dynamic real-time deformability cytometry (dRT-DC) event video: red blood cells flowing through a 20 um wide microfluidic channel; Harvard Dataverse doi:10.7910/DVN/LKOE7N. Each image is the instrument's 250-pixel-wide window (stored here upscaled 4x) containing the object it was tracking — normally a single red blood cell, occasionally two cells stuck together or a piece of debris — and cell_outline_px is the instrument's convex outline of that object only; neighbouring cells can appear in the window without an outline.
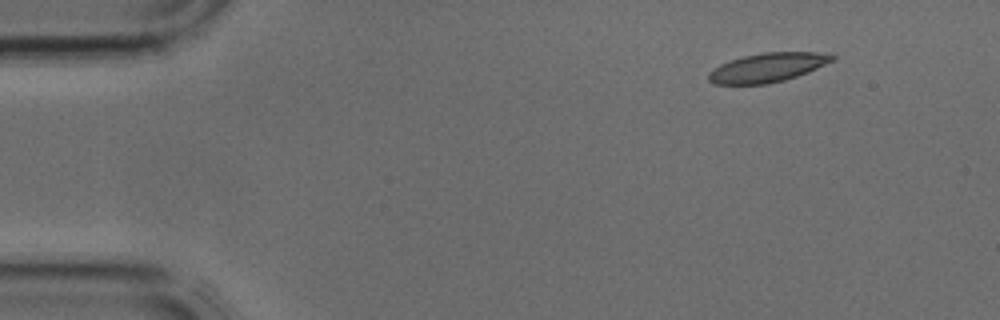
{"species": "common noctule bat (a hibernating species)", "species_latin": "Nyctalus noctula", "temperature_condition": "cold", "stored_images_in_passage": 3, "camera_frame_rate_fps": 3000, "um_per_image_px": 0.085, "animal": {"sex": "male", "body_mass_g": 17.9, "forearm_length_mm": 54.2}, "frame": {"image": 1, "passage_image": 1, "time_ms": 0.0, "image_size_px": [1000, 320], "cell_outline_px": [[836, 60], [808, 72], [784, 80], [768, 84], [716, 84], [708, 80], [708, 72], [720, 64], [744, 56], [764, 52], [816, 52], [836, 56]], "centroid_in_image_um": [65.26, 5.74], "position_along_channel_um": 19.7, "area_um2": 20.87}}
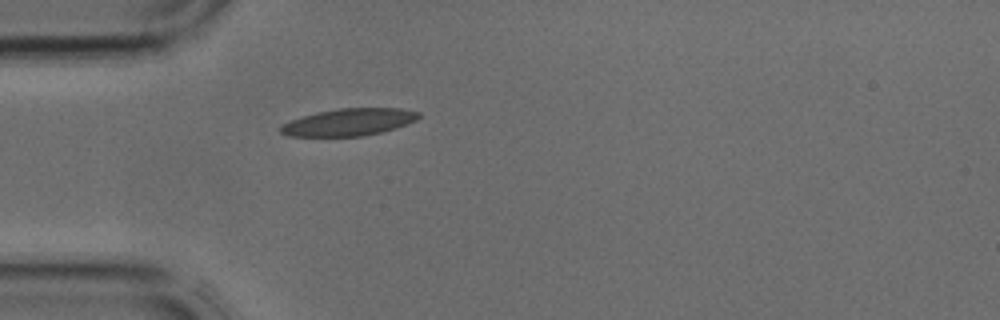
{"frame": {"image": 2, "passage_image": 3, "time_ms": 0.667, "image_size_px": [1000, 320], "cell_outline_px": [[420, 116], [416, 120], [408, 124], [396, 128], [364, 136], [288, 136], [280, 132], [280, 124], [316, 112], [340, 108], [400, 108], [420, 112]], "centroid_in_image_um": [29.67, 10.38], "position_along_channel_um": 55.3, "area_um2": 21.85}}